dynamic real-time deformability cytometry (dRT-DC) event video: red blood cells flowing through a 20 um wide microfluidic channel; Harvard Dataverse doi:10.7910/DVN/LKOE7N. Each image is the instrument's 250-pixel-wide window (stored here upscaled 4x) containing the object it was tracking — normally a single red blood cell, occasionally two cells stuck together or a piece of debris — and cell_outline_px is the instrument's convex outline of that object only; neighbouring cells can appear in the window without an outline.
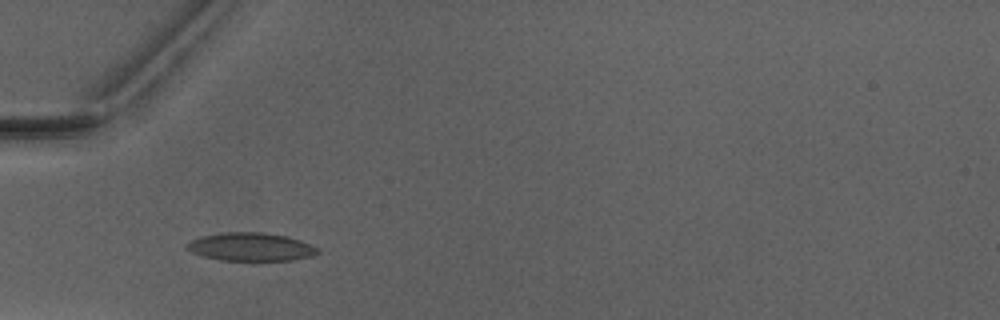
{"species": "Egyptian fruit bat (a non-hibernating species)", "species_latin": "Rousettus aegyptiacus", "temperature_condition": "warm", "stored_images_in_passage": 4, "camera_frame_rate_fps": 3000, "um_per_image_px": 0.085, "animal": {"sex": "male"}, "frame": {"image": 1, "passage_image": 3, "time_ms": 2.333, "image_size_px": [1000, 320], "cell_outline_px": [[320, 252], [312, 256], [292, 260], [220, 260], [200, 256], [184, 248], [184, 244], [200, 236], [220, 232], [264, 232], [284, 236], [300, 240], [316, 248]], "centroid_in_image_um": [21.23, 20.98], "position_along_channel_um": 63.8, "area_um2": 21.56}}
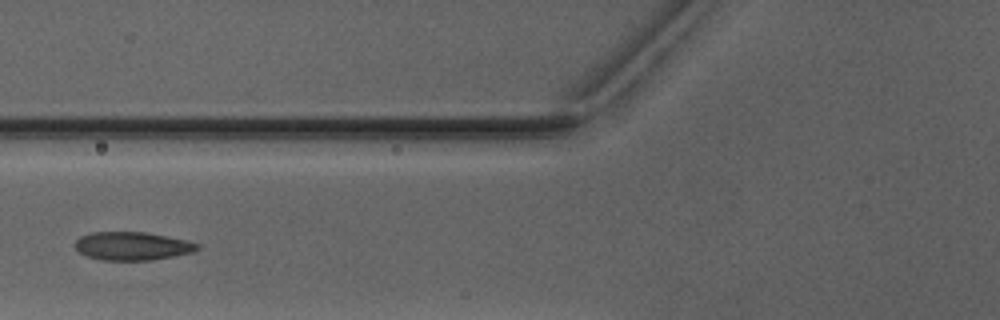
{"frame": {"image": 2, "passage_image": 4, "time_ms": 3.667, "image_size_px": [1000, 320], "cell_outline_px": [[200, 248], [192, 252], [152, 260], [100, 260], [88, 256], [80, 252], [72, 244], [80, 236], [92, 232], [144, 232], [168, 236], [200, 244]], "centroid_in_image_um": [11.22, 20.91], "position_along_channel_um": 114.6, "area_um2": 20.11}}